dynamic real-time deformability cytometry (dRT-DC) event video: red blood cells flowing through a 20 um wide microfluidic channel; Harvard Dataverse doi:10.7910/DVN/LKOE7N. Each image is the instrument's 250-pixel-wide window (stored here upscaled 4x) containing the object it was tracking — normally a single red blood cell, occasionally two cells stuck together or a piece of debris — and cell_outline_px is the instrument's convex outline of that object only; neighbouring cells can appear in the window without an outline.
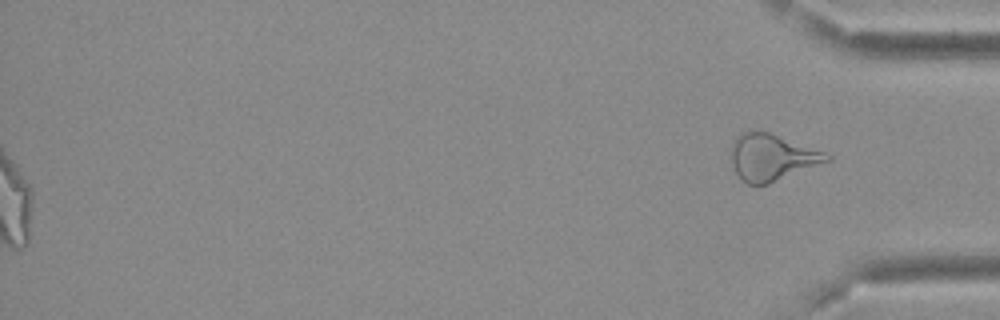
{"species": "Egyptian fruit bat (a non-hibernating species)", "species_latin": "Rousettus aegyptiacus", "temperature_condition": "cold", "stored_images_in_passage": 41, "segment_of_instrument_passage": [2, 2], "camera_frame_rate_fps": 3000, "um_per_image_px": 0.085, "frame": {"image": 1, "passage_image": 41, "time_ms": 13.333, "image_size_px": [1000, 320], "cell_outline_px": [[832, 160], [768, 184], [748, 184], [740, 180], [732, 164], [732, 144], [736, 136], [744, 132], [768, 132], [824, 152], [832, 156]], "centroid_in_image_um": [65.61, 13.39], "position_along_channel_um": 369.6, "area_um2": 25.55}}